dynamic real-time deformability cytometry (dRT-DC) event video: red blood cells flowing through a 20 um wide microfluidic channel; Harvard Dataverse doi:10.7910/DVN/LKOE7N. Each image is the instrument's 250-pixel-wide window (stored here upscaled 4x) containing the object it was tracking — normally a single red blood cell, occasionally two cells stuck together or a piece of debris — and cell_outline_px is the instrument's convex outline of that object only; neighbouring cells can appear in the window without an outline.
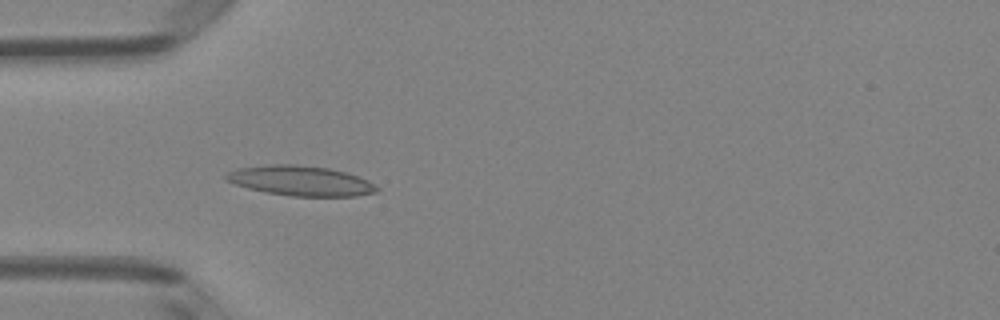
{"species": "Egyptian fruit bat (a non-hibernating species)", "species_latin": "Rousettus aegyptiacus", "temperature_condition": "room temperature", "stored_images_in_passage": 5, "camera_frame_rate_fps": 3000, "um_per_image_px": 0.085, "animal": {"sex": "female"}, "frame": {"image": 1, "passage_image": 5, "time_ms": 1.333, "image_size_px": [1000, 320], "cell_outline_px": [[380, 188], [376, 192], [356, 196], [292, 196], [264, 192], [248, 188], [224, 180], [224, 176], [228, 172], [236, 168], [268, 164], [296, 164], [328, 168], [348, 172], [368, 180]], "centroid_in_image_um": [25.54, 15.36], "position_along_channel_um": 59.5, "area_um2": 26.53}}